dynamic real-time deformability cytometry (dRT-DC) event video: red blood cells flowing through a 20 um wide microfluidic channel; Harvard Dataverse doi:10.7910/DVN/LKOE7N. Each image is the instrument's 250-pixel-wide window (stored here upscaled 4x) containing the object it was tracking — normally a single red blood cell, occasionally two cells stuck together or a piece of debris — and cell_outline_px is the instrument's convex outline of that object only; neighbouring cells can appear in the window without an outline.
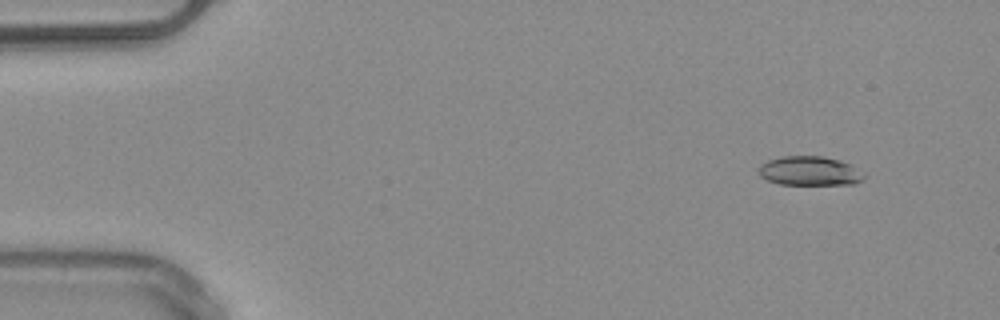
{"species": "common noctule bat (a hibernating species)", "species_latin": "Nyctalus noctula", "temperature_condition": "warm", "stored_images_in_passage": 46, "camera_frame_rate_fps": 3000, "um_per_image_px": 0.085, "animal": {"sex": "male", "body_mass_g": 20.4}, "frame": {"image": 1, "passage_image": 5, "time_ms": 1.333, "image_size_px": [1000, 320], "cell_outline_px": [[868, 176], [856, 184], [780, 184], [768, 180], [760, 176], [760, 168], [768, 160], [784, 156], [820, 156], [840, 160], [848, 164]], "centroid_in_image_um": [68.86, 14.54], "position_along_channel_um": 16.1, "area_um2": 17.63}}